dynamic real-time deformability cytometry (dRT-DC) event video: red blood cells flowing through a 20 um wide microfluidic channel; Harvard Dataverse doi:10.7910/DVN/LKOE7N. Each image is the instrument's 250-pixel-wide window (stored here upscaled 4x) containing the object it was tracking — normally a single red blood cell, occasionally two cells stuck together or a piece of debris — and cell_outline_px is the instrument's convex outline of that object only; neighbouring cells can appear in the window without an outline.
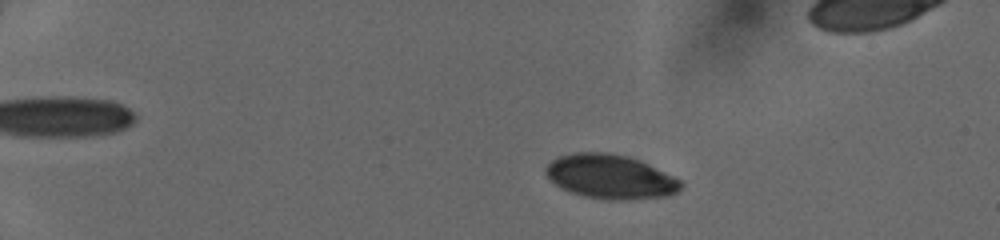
{"species": "human", "species_latin": "Homo sapiens", "temperature_condition": "cold", "stored_images_in_passage": 49, "segment_of_instrument_passage": [1, 2], "camera_frame_rate_fps": 3000, "um_per_image_px": 0.085, "donor": {"sex": "female"}, "frame": {"image": 1, "passage_image": 9, "time_ms": 2.667, "image_size_px": [1000, 240], "cell_outline_px": [[684, 184], [676, 192], [664, 196], [628, 200], [608, 200], [584, 196], [560, 188], [544, 172], [544, 168], [552, 160], [560, 156], [572, 152], [608, 152], [628, 156], [640, 160], [680, 180]], "centroid_in_image_um": [51.86, 15.01], "position_along_channel_um": 33.1, "area_um2": 34.68}}
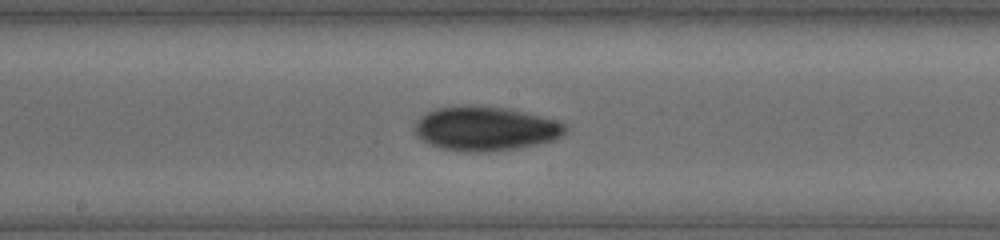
{"frame": {"image": 2, "passage_image": 28, "time_ms": 9.0, "image_size_px": [1000, 240], "cell_outline_px": [[568, 128], [556, 140], [516, 148], [484, 152], [468, 152], [440, 148], [428, 144], [416, 136], [416, 124], [420, 116], [436, 108], [508, 108], [556, 120], [568, 124]], "centroid_in_image_um": [41.3, 10.97], "position_along_channel_um": 206.9, "area_um2": 37.92}}
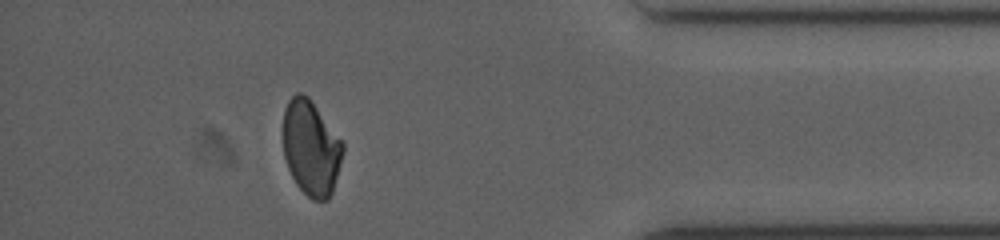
{"frame": {"image": 3, "passage_image": 44, "time_ms": 14.333, "image_size_px": [1000, 240], "cell_outline_px": [[344, 152], [332, 192], [328, 200], [312, 200], [296, 184], [288, 168], [284, 156], [284, 108], [288, 100], [296, 92], [300, 92], [308, 96], [344, 144]], "centroid_in_image_um": [26.44, 12.57], "position_along_channel_um": 408.8, "area_um2": 32.89}}